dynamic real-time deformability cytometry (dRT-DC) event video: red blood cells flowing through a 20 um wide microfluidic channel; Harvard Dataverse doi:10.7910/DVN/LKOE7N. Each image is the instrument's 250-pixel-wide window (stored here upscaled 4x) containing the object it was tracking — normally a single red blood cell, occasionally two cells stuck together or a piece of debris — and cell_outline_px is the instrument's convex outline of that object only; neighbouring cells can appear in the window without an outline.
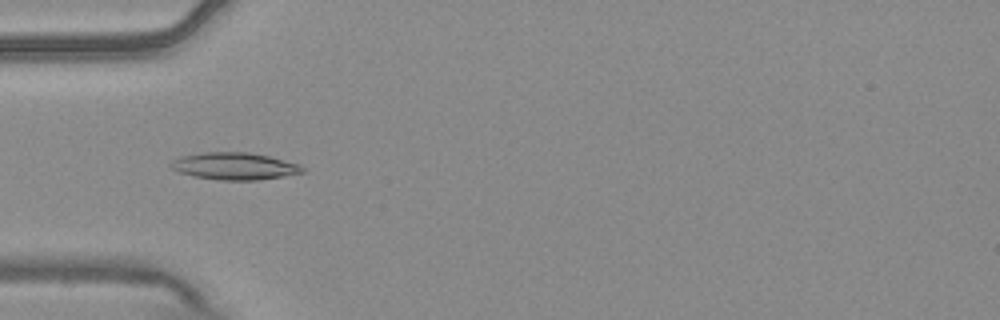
{"species": "common noctule bat (a hibernating species)", "species_latin": "Nyctalus noctula", "temperature_condition": "warm", "stored_images_in_passage": 7, "camera_frame_rate_fps": 3000, "um_per_image_px": 0.085, "animal": {"sex": "male", "body_mass_g": 20.4}, "frame": {"image": 1, "passage_image": 5, "time_ms": 1.333, "image_size_px": [1000, 320], "cell_outline_px": [[304, 172], [256, 180], [220, 180], [196, 176], [180, 172], [172, 168], [168, 164], [172, 160], [180, 156], [204, 152], [248, 152], [268, 156], [300, 164], [304, 168]], "centroid_in_image_um": [19.91, 14.11], "position_along_channel_um": 65.1, "area_um2": 20.58}}
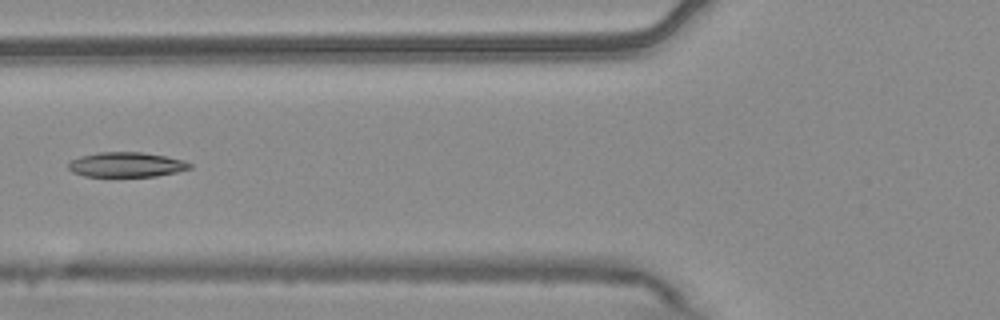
{"frame": {"image": 2, "passage_image": 6, "time_ms": 1.667, "image_size_px": [1000, 320], "cell_outline_px": [[192, 168], [176, 172], [156, 176], [84, 176], [72, 172], [68, 168], [68, 164], [72, 160], [80, 156], [100, 152], [140, 152], [164, 156], [184, 160], [192, 164]], "centroid_in_image_um": [10.74, 13.99], "position_along_channel_um": 115.1, "area_um2": 17.46}}
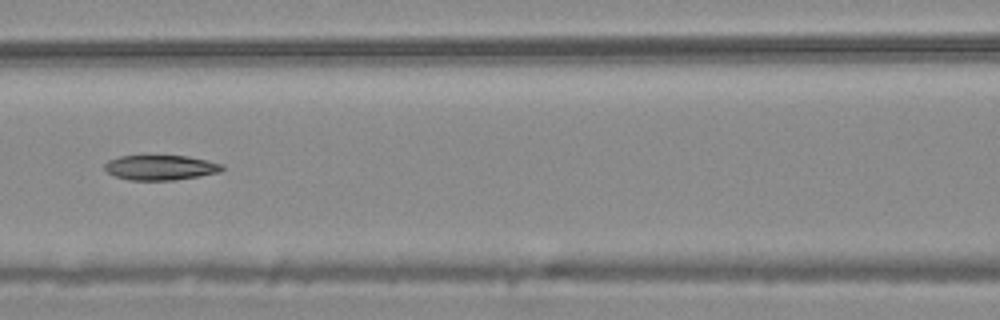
{"frame": {"image": 3, "passage_image": 7, "time_ms": 2.0, "image_size_px": [1000, 320], "cell_outline_px": [[224, 168], [220, 172], [200, 176], [172, 180], [128, 180], [116, 176], [108, 172], [104, 168], [104, 164], [108, 160], [120, 156], [188, 156], [224, 164]], "centroid_in_image_um": [13.66, 14.24], "position_along_channel_um": 152.9, "area_um2": 17.05}}